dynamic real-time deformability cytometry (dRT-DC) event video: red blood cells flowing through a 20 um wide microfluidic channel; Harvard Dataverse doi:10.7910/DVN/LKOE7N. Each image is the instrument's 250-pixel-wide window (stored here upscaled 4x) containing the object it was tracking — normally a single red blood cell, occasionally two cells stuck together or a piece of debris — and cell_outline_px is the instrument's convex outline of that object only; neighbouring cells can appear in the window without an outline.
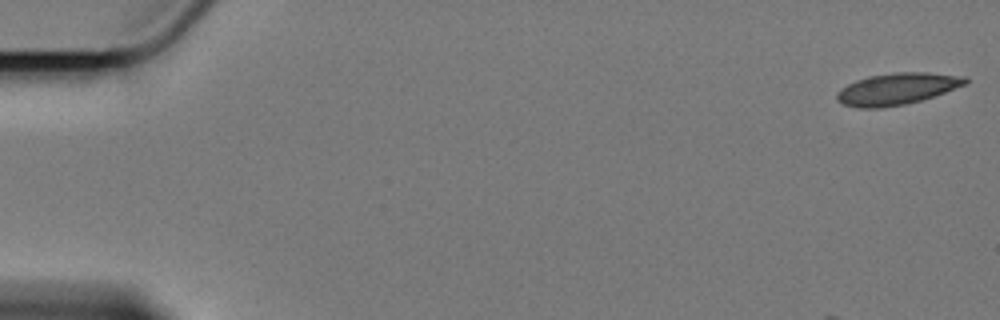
{"species": "Egyptian fruit bat (a non-hibernating species)", "species_latin": "Rousettus aegyptiacus", "temperature_condition": "cold", "stored_images_in_passage": 7, "camera_frame_rate_fps": 3000, "um_per_image_px": 0.085, "animal": {"sex": "female"}, "frame": {"image": 1, "passage_image": 1, "time_ms": 0.0, "image_size_px": [1000, 320], "cell_outline_px": [[968, 80], [964, 84], [944, 92], [920, 100], [904, 104], [880, 108], [860, 108], [844, 104], [836, 100], [836, 96], [848, 84], [856, 80], [868, 76], [892, 72], [928, 72], [964, 76]], "centroid_in_image_um": [76.23, 7.54], "position_along_channel_um": 8.8, "area_um2": 23.29}}